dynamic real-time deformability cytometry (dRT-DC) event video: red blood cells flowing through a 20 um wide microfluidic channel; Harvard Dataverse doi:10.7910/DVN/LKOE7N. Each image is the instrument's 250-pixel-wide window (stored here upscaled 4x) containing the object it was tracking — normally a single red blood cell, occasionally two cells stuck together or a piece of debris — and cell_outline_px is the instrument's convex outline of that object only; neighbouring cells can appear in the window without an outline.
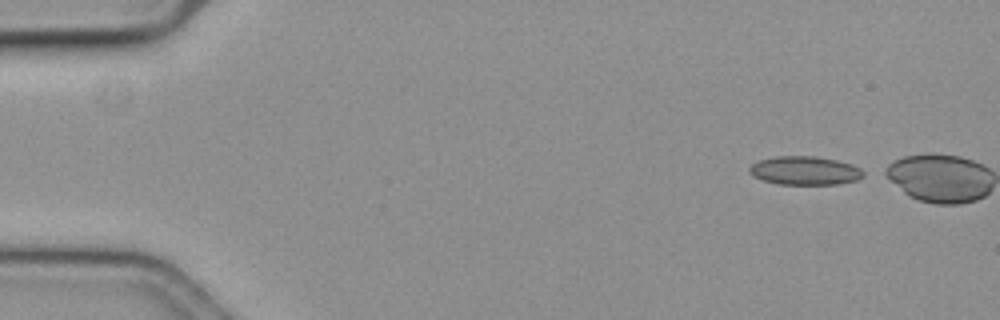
{"species": "common noctule bat (a hibernating species)", "species_latin": "Nyctalus noctula", "temperature_condition": "cold", "stored_images_in_passage": 4, "camera_frame_rate_fps": 3000, "um_per_image_px": 0.085, "animal": {"sex": "female", "body_mass_g": 19.3, "forearm_length_mm": 54.1}, "frame": {"image": 1, "passage_image": 1, "time_ms": 0.0, "image_size_px": [1000, 320], "cell_outline_px": [[868, 172], [864, 176], [856, 180], [836, 184], [780, 184], [764, 180], [752, 176], [748, 172], [748, 168], [752, 164], [760, 160], [776, 156], [816, 156], [836, 160], [852, 164]], "centroid_in_image_um": [68.43, 14.49], "position_along_channel_um": 16.6, "area_um2": 19.07}}